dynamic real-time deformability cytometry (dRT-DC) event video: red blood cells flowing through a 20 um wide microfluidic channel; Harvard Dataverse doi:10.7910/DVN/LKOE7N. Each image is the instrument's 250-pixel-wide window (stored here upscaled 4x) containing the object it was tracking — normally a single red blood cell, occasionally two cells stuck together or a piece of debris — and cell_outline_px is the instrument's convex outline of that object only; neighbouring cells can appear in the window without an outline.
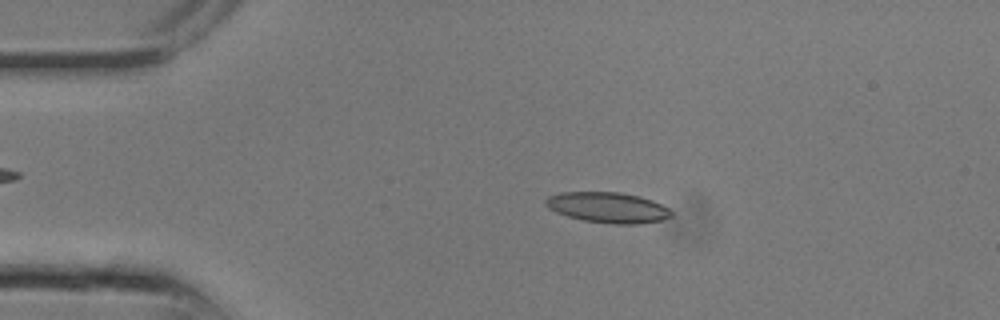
{"species": "common noctule bat (a hibernating species)", "species_latin": "Nyctalus noctula", "temperature_condition": "room temperature", "stored_images_in_passage": 8, "camera_frame_rate_fps": 3000, "um_per_image_px": 0.085, "animal": {"sex": "male", "body_mass_g": 13.3}, "frame": {"image": 1, "passage_image": 4, "time_ms": 1.0, "image_size_px": [1000, 320], "cell_outline_px": [[672, 216], [664, 220], [640, 224], [616, 224], [584, 220], [568, 216], [556, 212], [548, 208], [544, 204], [544, 200], [548, 196], [560, 192], [620, 192], [640, 196], [652, 200], [668, 208], [672, 212]], "centroid_in_image_um": [51.67, 17.63], "position_along_channel_um": 33.3, "area_um2": 22.48}}
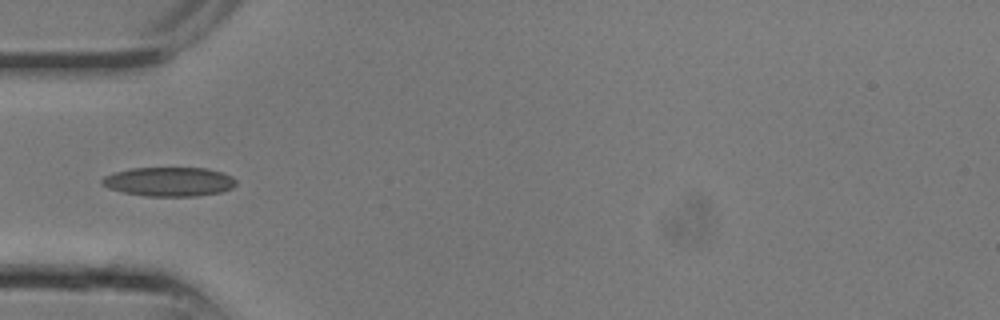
{"frame": {"image": 2, "passage_image": 7, "time_ms": 2.0, "image_size_px": [1000, 320], "cell_outline_px": [[236, 184], [232, 188], [220, 192], [196, 196], [144, 196], [124, 192], [108, 188], [100, 184], [100, 180], [104, 176], [112, 172], [132, 168], [208, 168], [224, 172], [232, 176], [236, 180]], "centroid_in_image_um": [14.36, 15.43], "position_along_channel_um": 70.6, "area_um2": 23.0}}